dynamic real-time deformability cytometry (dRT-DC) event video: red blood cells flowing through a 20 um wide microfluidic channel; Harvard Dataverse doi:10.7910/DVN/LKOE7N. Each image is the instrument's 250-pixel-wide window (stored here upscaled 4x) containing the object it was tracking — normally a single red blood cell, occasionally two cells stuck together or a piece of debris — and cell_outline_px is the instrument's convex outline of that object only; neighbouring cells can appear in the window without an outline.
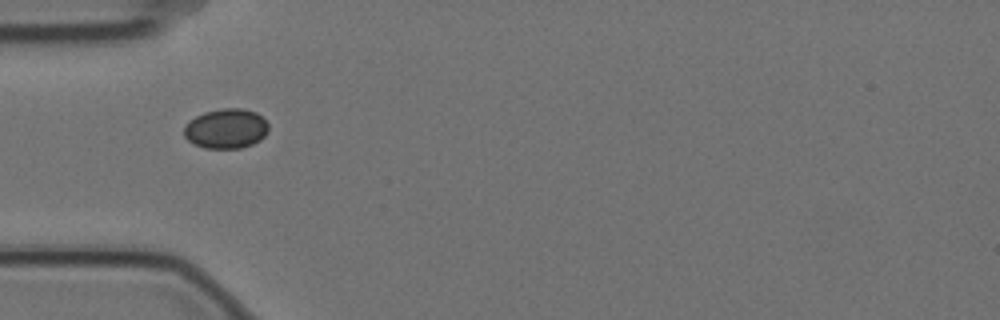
{"species": "Egyptian fruit bat (a non-hibernating species)", "species_latin": "Rousettus aegyptiacus", "temperature_condition": "cold", "stored_images_in_passage": 5, "camera_frame_rate_fps": 3000, "um_per_image_px": 0.085, "animal": {"sex": "female"}, "frame": {"image": 1, "passage_image": 1, "time_ms": 0.0, "image_size_px": [1000, 320], "cell_outline_px": [[268, 132], [260, 140], [252, 144], [240, 148], [204, 148], [188, 140], [184, 136], [184, 128], [188, 120], [204, 112], [220, 108], [240, 108], [256, 112], [268, 124]], "centroid_in_image_um": [19.21, 10.92], "position_along_channel_um": 65.8, "area_um2": 19.59}}
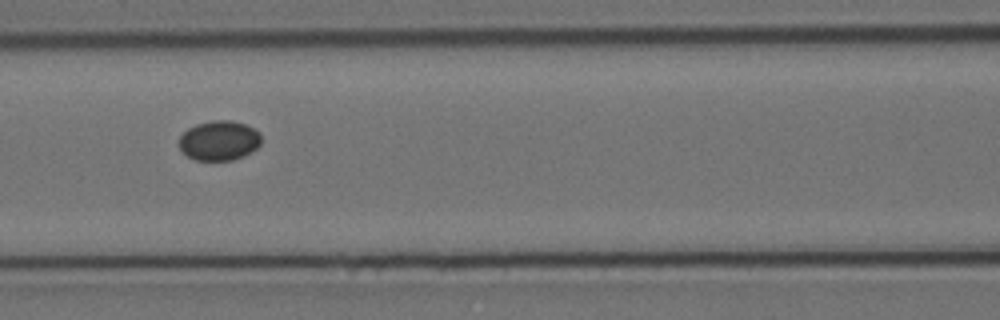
{"frame": {"image": 2, "passage_image": 3, "time_ms": 0.667, "image_size_px": [1000, 320], "cell_outline_px": [[260, 144], [252, 152], [244, 156], [232, 160], [196, 160], [188, 156], [180, 148], [180, 136], [188, 128], [196, 124], [212, 120], [232, 120], [244, 124], [260, 132]], "centroid_in_image_um": [18.64, 11.94], "position_along_channel_um": 148.0, "area_um2": 18.96}}
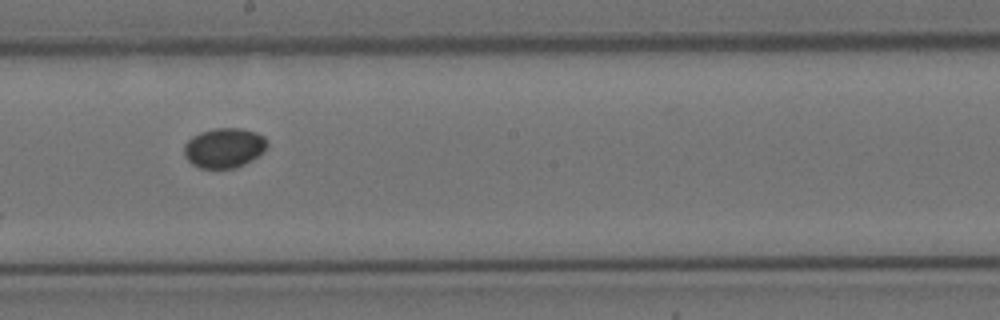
{"frame": {"image": 3, "passage_image": 5, "time_ms": 1.333, "image_size_px": [1000, 320], "cell_outline_px": [[268, 144], [264, 152], [252, 160], [236, 168], [200, 168], [192, 164], [184, 156], [184, 144], [192, 136], [200, 132], [216, 128], [240, 128], [256, 132], [264, 136], [268, 140]], "centroid_in_image_um": [19.07, 12.57], "position_along_channel_um": 229.1, "area_um2": 19.48}}